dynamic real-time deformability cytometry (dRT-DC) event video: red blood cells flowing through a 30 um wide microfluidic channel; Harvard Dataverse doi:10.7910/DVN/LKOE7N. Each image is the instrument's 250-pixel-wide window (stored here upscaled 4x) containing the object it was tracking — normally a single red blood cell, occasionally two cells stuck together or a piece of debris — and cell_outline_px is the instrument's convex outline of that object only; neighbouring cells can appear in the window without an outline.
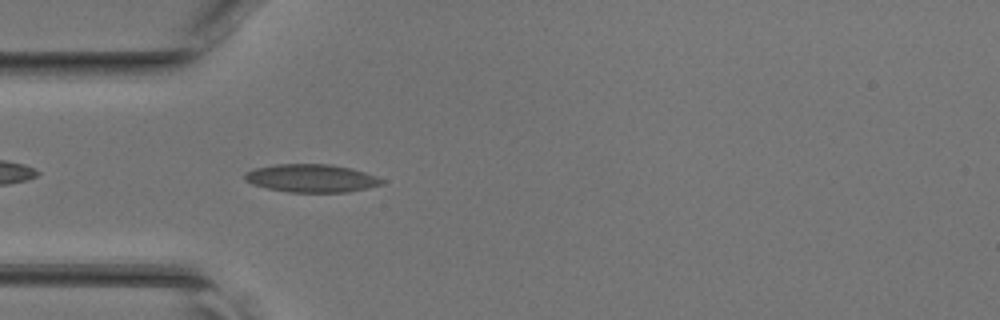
{"species": "common noctule bat (a hibernating species)", "species_latin": "Nyctalus noctula", "temperature_condition": "room temperature", "stored_images_in_passage": 34, "camera_frame_rate_fps": 3000, "um_per_image_px": 0.085, "animal": {"sex": "female", "body_mass_g": 17.0, "forearm_length_mm": 48.0}, "frame": {"image": 1, "passage_image": 2, "time_ms": 0.333, "image_size_px": [1000, 320], "cell_outline_px": [[384, 184], [368, 188], [348, 192], [288, 192], [268, 188], [252, 184], [244, 180], [244, 172], [256, 168], [276, 164], [332, 164], [352, 168], [376, 176], [384, 180]], "centroid_in_image_um": [26.48, 15.15], "position_along_channel_um": 58.5, "area_um2": 22.48}}
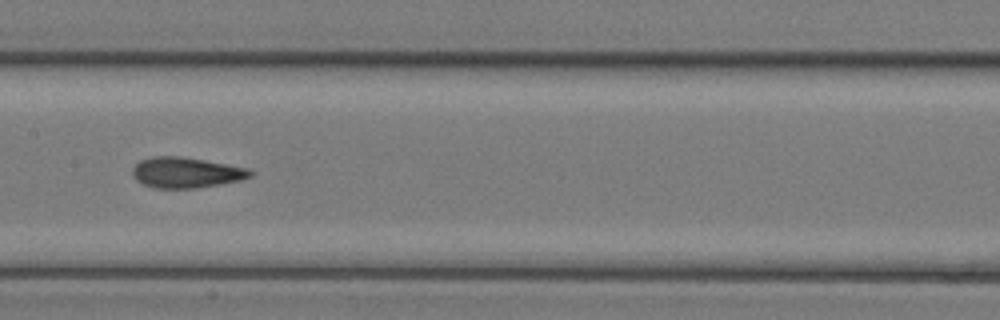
{"frame": {"image": 2, "passage_image": 11, "time_ms": 3.333, "image_size_px": [1000, 320], "cell_outline_px": [[256, 172], [252, 176], [240, 180], [220, 184], [196, 188], [156, 188], [144, 184], [136, 180], [132, 176], [132, 168], [140, 160], [152, 156], [180, 156], [204, 160], [248, 168]], "centroid_in_image_um": [15.82, 14.66], "position_along_channel_um": 191.6, "area_um2": 21.04}}
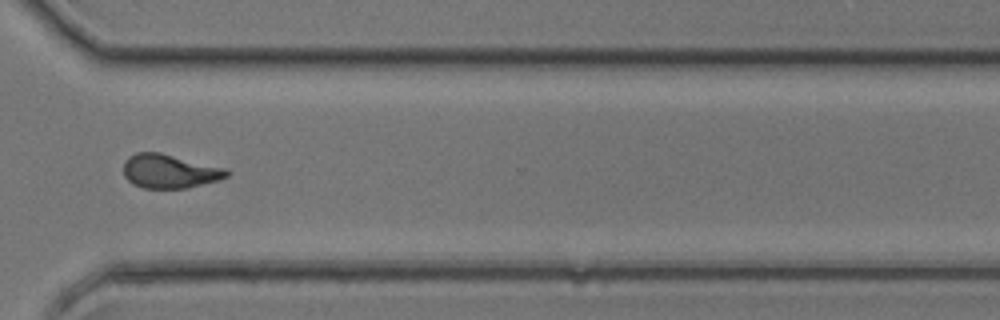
{"frame": {"image": 3, "passage_image": 22, "time_ms": 7.0, "image_size_px": [1000, 320], "cell_outline_px": [[228, 176], [220, 180], [188, 188], [144, 188], [132, 184], [124, 176], [124, 160], [128, 156], [136, 152], [160, 152], [228, 168]], "centroid_in_image_um": [14.42, 14.55], "position_along_channel_um": 356.2, "area_um2": 20.69}}